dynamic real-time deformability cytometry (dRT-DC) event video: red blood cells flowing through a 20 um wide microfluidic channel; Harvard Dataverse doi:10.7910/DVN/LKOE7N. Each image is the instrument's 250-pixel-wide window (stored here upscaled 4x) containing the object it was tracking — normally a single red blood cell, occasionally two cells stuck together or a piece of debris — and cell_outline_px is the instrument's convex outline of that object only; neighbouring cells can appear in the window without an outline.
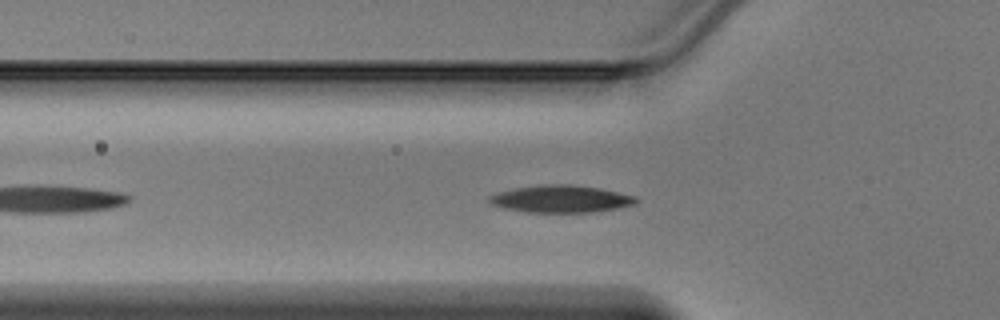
{"species": "Egyptian fruit bat (a non-hibernating species)", "species_latin": "Rousettus aegyptiacus", "temperature_condition": "warm", "stored_images_in_passage": 20, "camera_frame_rate_fps": 3000, "um_per_image_px": 0.085, "animal": {"sex": "male"}, "frame": {"image": 1, "passage_image": 2, "time_ms": 0.333, "image_size_px": [1000, 320], "cell_outline_px": [[640, 200], [636, 204], [616, 208], [592, 212], [524, 212], [504, 208], [492, 204], [488, 200], [488, 196], [500, 192], [516, 188], [540, 184], [572, 184], [600, 188], [636, 196]], "centroid_in_image_um": [47.7, 16.9], "position_along_channel_um": 78.1, "area_um2": 23.35}}
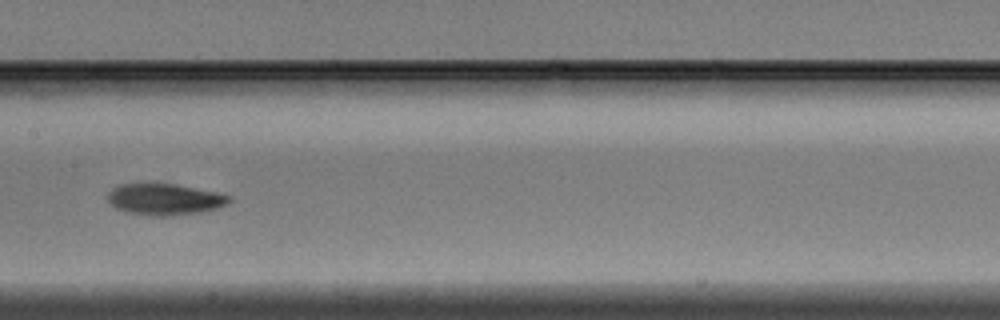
{"frame": {"image": 2, "passage_image": 10, "time_ms": 3.0, "image_size_px": [1000, 320], "cell_outline_px": [[232, 200], [228, 204], [216, 208], [200, 212], [168, 216], [152, 216], [128, 212], [116, 208], [108, 200], [108, 192], [112, 188], [120, 184], [148, 180], [156, 180], [216, 192], [232, 196]], "centroid_in_image_um": [13.97, 16.88], "position_along_channel_um": 193.4, "area_um2": 23.0}}
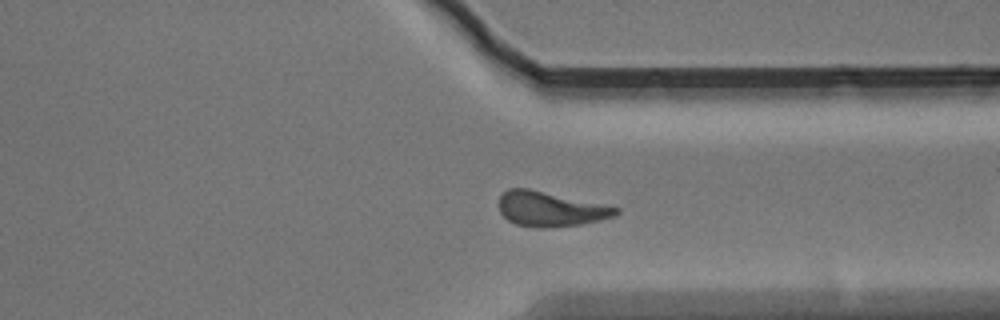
{"frame": {"image": 3, "passage_image": 19, "time_ms": 6.0, "image_size_px": [1000, 320], "cell_outline_px": [[620, 212], [616, 216], [600, 220], [580, 224], [544, 228], [536, 228], [516, 224], [508, 220], [500, 212], [500, 196], [508, 188], [528, 188], [620, 208]], "centroid_in_image_um": [46.78, 17.77], "position_along_channel_um": 364.6, "area_um2": 23.52}}